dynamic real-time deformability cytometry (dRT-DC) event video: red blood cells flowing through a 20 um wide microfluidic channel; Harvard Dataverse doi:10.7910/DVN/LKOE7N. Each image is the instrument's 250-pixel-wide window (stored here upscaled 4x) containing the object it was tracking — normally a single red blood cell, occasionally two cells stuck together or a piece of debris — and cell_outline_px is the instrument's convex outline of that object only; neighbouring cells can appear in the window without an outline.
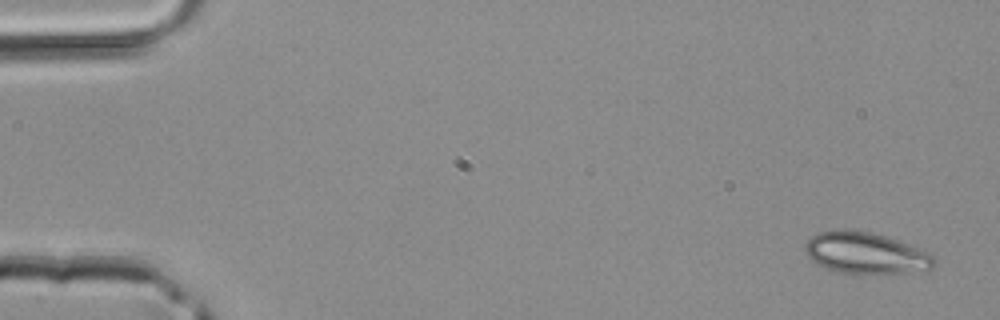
{"species": "common noctule bat (a hibernating species)", "species_latin": "Nyctalus noctula", "temperature_condition": "room temperature", "stored_images_in_passage": 4, "camera_frame_rate_fps": 3000, "um_per_image_px": 0.085, "animal": {"sex": "male", "body_mass_g": 20.4}, "frame": {"image": 1, "passage_image": 1, "time_ms": 0.0, "image_size_px": [1000, 320], "cell_outline_px": [[936, 264], [932, 268], [908, 272], [860, 276], [840, 272], [824, 268], [816, 264], [804, 252], [804, 244], [816, 232], [836, 228], [844, 228], [868, 232], [900, 240], [932, 252], [936, 256]], "centroid_in_image_um": [73.59, 21.52], "position_along_channel_um": 11.4, "area_um2": 32.37}}